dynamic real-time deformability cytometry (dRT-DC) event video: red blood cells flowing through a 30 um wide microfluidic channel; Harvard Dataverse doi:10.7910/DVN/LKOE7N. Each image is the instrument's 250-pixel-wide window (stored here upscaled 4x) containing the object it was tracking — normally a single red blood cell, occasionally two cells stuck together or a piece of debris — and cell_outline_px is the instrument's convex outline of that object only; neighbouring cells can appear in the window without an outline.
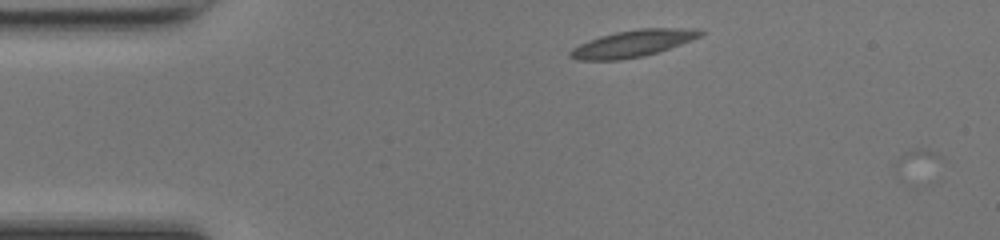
{"species": "common noctule bat (a hibernating species)", "species_latin": "Nyctalus noctula", "temperature_condition": "room temperature", "stored_images_in_passage": 4, "camera_frame_rate_fps": 3000, "um_per_image_px": 0.085, "animal": {"sex": "female", "body_mass_g": 17.0, "forearm_length_mm": 48.0}, "frame": {"image": 1, "passage_image": 3, "time_ms": 0.667, "image_size_px": [1000, 240], "cell_outline_px": [[704, 32], [700, 36], [680, 44], [644, 56], [620, 60], [576, 60], [568, 56], [568, 52], [572, 48], [588, 40], [600, 36], [616, 32], [640, 28], [700, 28]], "centroid_in_image_um": [53.75, 3.69], "position_along_channel_um": 31.2, "area_um2": 20.29}}